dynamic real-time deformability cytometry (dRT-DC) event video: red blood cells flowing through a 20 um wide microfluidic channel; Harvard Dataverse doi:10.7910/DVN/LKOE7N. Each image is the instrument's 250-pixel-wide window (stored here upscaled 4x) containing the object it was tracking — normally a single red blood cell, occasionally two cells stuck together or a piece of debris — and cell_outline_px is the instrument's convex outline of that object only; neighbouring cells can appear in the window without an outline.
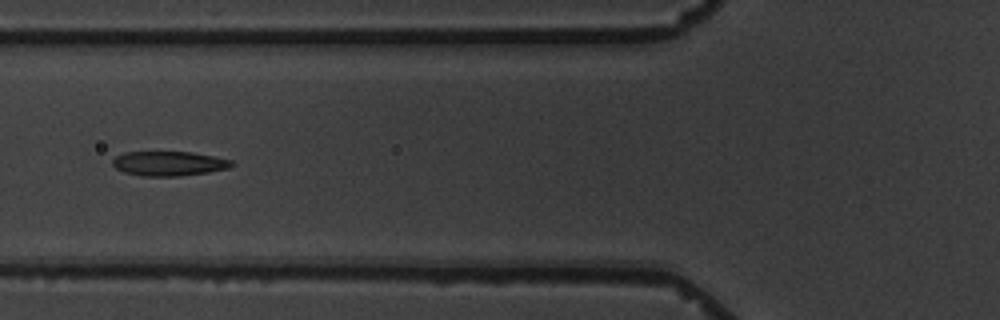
{"species": "common noctule bat (a hibernating species)", "species_latin": "Nyctalus noctula", "temperature_condition": "warm", "stored_images_in_passage": 9, "camera_frame_rate_fps": 3000, "um_per_image_px": 0.085, "animal": {"sex": "male", "body_mass_g": 19.5, "forearm_length_mm": 54.6}, "frame": {"image": 1, "passage_image": 6, "time_ms": 6.0, "image_size_px": [1000, 320], "cell_outline_px": [[236, 164], [228, 168], [208, 172], [180, 176], [140, 176], [124, 172], [116, 168], [112, 164], [112, 160], [116, 156], [124, 152], [192, 152], [232, 160]], "centroid_in_image_um": [14.35, 13.9], "position_along_channel_um": 111.5, "area_um2": 17.05}}
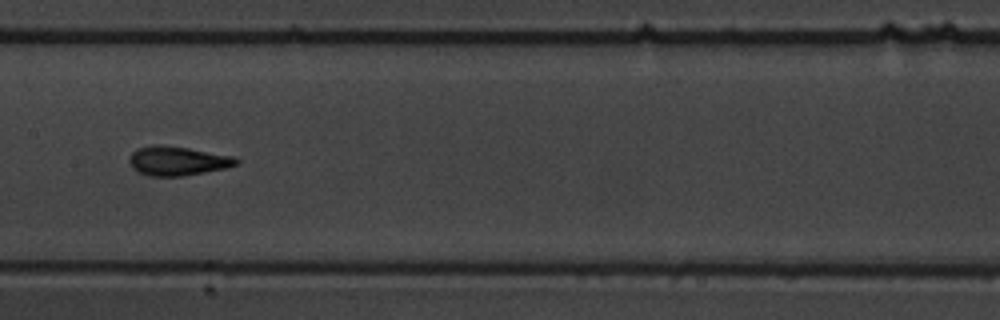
{"frame": {"image": 2, "passage_image": 8, "time_ms": 8.333, "image_size_px": [1000, 320], "cell_outline_px": [[240, 160], [236, 164], [228, 168], [180, 176], [152, 176], [136, 172], [132, 168], [128, 160], [132, 152], [136, 148], [152, 144], [160, 144], [188, 148], [236, 156]], "centroid_in_image_um": [15.08, 13.66], "position_along_channel_um": 192.3, "area_um2": 18.44}}
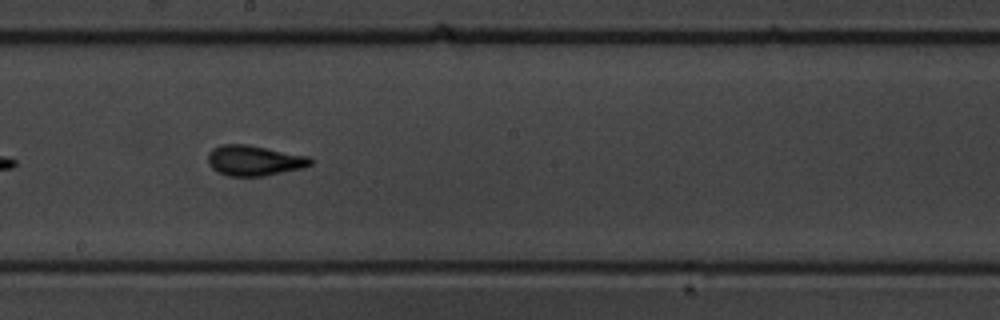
{"frame": {"image": 3, "passage_image": 9, "time_ms": 9.333, "image_size_px": [1000, 320], "cell_outline_px": [[312, 164], [304, 168], [264, 176], [228, 176], [216, 172], [208, 164], [208, 152], [212, 148], [220, 144], [248, 144], [308, 156], [312, 160]], "centroid_in_image_um": [21.58, 13.64], "position_along_channel_um": 226.6, "area_um2": 18.38}}